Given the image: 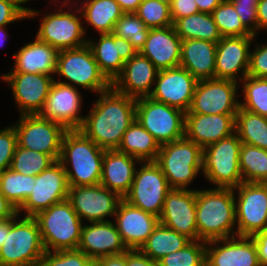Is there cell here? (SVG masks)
<instances>
[{"mask_svg":"<svg viewBox=\"0 0 267 266\" xmlns=\"http://www.w3.org/2000/svg\"><path fill=\"white\" fill-rule=\"evenodd\" d=\"M84 116L80 130L104 150L118 149L123 134L136 119V100L113 87L101 92Z\"/></svg>","mask_w":267,"mask_h":266,"instance_id":"cell-1","label":"cell"},{"mask_svg":"<svg viewBox=\"0 0 267 266\" xmlns=\"http://www.w3.org/2000/svg\"><path fill=\"white\" fill-rule=\"evenodd\" d=\"M230 188L196 190L198 240L210 241L237 236L235 194Z\"/></svg>","mask_w":267,"mask_h":266,"instance_id":"cell-2","label":"cell"},{"mask_svg":"<svg viewBox=\"0 0 267 266\" xmlns=\"http://www.w3.org/2000/svg\"><path fill=\"white\" fill-rule=\"evenodd\" d=\"M104 153L105 150L97 146L80 129L67 130L62 139L59 161L67 174L69 186L99 184Z\"/></svg>","mask_w":267,"mask_h":266,"instance_id":"cell-3","label":"cell"},{"mask_svg":"<svg viewBox=\"0 0 267 266\" xmlns=\"http://www.w3.org/2000/svg\"><path fill=\"white\" fill-rule=\"evenodd\" d=\"M17 213L10 218V230L0 248V266H39L46 252L34 217ZM19 219V220H18Z\"/></svg>","mask_w":267,"mask_h":266,"instance_id":"cell-4","label":"cell"},{"mask_svg":"<svg viewBox=\"0 0 267 266\" xmlns=\"http://www.w3.org/2000/svg\"><path fill=\"white\" fill-rule=\"evenodd\" d=\"M46 251L77 249L83 224L68 200L52 205L33 216Z\"/></svg>","mask_w":267,"mask_h":266,"instance_id":"cell-5","label":"cell"},{"mask_svg":"<svg viewBox=\"0 0 267 266\" xmlns=\"http://www.w3.org/2000/svg\"><path fill=\"white\" fill-rule=\"evenodd\" d=\"M202 150L185 136L160 146L156 163L167 178L171 189H188L202 171Z\"/></svg>","mask_w":267,"mask_h":266,"instance_id":"cell-6","label":"cell"},{"mask_svg":"<svg viewBox=\"0 0 267 266\" xmlns=\"http://www.w3.org/2000/svg\"><path fill=\"white\" fill-rule=\"evenodd\" d=\"M241 145L235 132L202 150V173L216 188L234 189L243 182L239 162Z\"/></svg>","mask_w":267,"mask_h":266,"instance_id":"cell-7","label":"cell"},{"mask_svg":"<svg viewBox=\"0 0 267 266\" xmlns=\"http://www.w3.org/2000/svg\"><path fill=\"white\" fill-rule=\"evenodd\" d=\"M56 74L69 81L58 82L73 87L80 86L98 94L112 87V82L100 70L87 44L79 48L60 50Z\"/></svg>","mask_w":267,"mask_h":266,"instance_id":"cell-8","label":"cell"},{"mask_svg":"<svg viewBox=\"0 0 267 266\" xmlns=\"http://www.w3.org/2000/svg\"><path fill=\"white\" fill-rule=\"evenodd\" d=\"M136 120L160 146L184 137L185 112L150 97L136 100Z\"/></svg>","mask_w":267,"mask_h":266,"instance_id":"cell-9","label":"cell"},{"mask_svg":"<svg viewBox=\"0 0 267 266\" xmlns=\"http://www.w3.org/2000/svg\"><path fill=\"white\" fill-rule=\"evenodd\" d=\"M140 165L141 168L136 169L130 190L123 199L130 205L159 217L171 188L155 161L141 162Z\"/></svg>","mask_w":267,"mask_h":266,"instance_id":"cell-10","label":"cell"},{"mask_svg":"<svg viewBox=\"0 0 267 266\" xmlns=\"http://www.w3.org/2000/svg\"><path fill=\"white\" fill-rule=\"evenodd\" d=\"M17 146L60 159L62 139L67 129L60 123L35 115H20L14 124Z\"/></svg>","mask_w":267,"mask_h":266,"instance_id":"cell-11","label":"cell"},{"mask_svg":"<svg viewBox=\"0 0 267 266\" xmlns=\"http://www.w3.org/2000/svg\"><path fill=\"white\" fill-rule=\"evenodd\" d=\"M237 236L251 237L267 229V183L242 182L233 189Z\"/></svg>","mask_w":267,"mask_h":266,"instance_id":"cell-12","label":"cell"},{"mask_svg":"<svg viewBox=\"0 0 267 266\" xmlns=\"http://www.w3.org/2000/svg\"><path fill=\"white\" fill-rule=\"evenodd\" d=\"M68 1L62 2L59 11L55 10V13L43 16L36 35L38 40L50 44L58 51L79 48L85 46L88 41L84 37L86 28L81 24L80 10L77 8L75 14L70 12V8L62 11V5L68 6Z\"/></svg>","mask_w":267,"mask_h":266,"instance_id":"cell-13","label":"cell"},{"mask_svg":"<svg viewBox=\"0 0 267 266\" xmlns=\"http://www.w3.org/2000/svg\"><path fill=\"white\" fill-rule=\"evenodd\" d=\"M69 184L67 174L59 160L55 161L43 172L35 176L31 194L18 209V214L25 211L24 216H35L38 212L52 205L67 200Z\"/></svg>","mask_w":267,"mask_h":266,"instance_id":"cell-14","label":"cell"},{"mask_svg":"<svg viewBox=\"0 0 267 266\" xmlns=\"http://www.w3.org/2000/svg\"><path fill=\"white\" fill-rule=\"evenodd\" d=\"M238 85L224 79L199 80L186 113L236 115L240 107Z\"/></svg>","mask_w":267,"mask_h":266,"instance_id":"cell-15","label":"cell"},{"mask_svg":"<svg viewBox=\"0 0 267 266\" xmlns=\"http://www.w3.org/2000/svg\"><path fill=\"white\" fill-rule=\"evenodd\" d=\"M67 200L81 220L99 222L108 221L109 216L114 217L122 198L99 183L91 186H69Z\"/></svg>","mask_w":267,"mask_h":266,"instance_id":"cell-16","label":"cell"},{"mask_svg":"<svg viewBox=\"0 0 267 266\" xmlns=\"http://www.w3.org/2000/svg\"><path fill=\"white\" fill-rule=\"evenodd\" d=\"M197 83L198 80L181 66L159 70L149 97L186 113Z\"/></svg>","mask_w":267,"mask_h":266,"instance_id":"cell-17","label":"cell"},{"mask_svg":"<svg viewBox=\"0 0 267 266\" xmlns=\"http://www.w3.org/2000/svg\"><path fill=\"white\" fill-rule=\"evenodd\" d=\"M12 89L20 115H35L42 111L54 82L46 74L10 72L0 77Z\"/></svg>","mask_w":267,"mask_h":266,"instance_id":"cell-18","label":"cell"},{"mask_svg":"<svg viewBox=\"0 0 267 266\" xmlns=\"http://www.w3.org/2000/svg\"><path fill=\"white\" fill-rule=\"evenodd\" d=\"M159 223L191 241L198 240L196 190L171 189L164 200Z\"/></svg>","mask_w":267,"mask_h":266,"instance_id":"cell-19","label":"cell"},{"mask_svg":"<svg viewBox=\"0 0 267 266\" xmlns=\"http://www.w3.org/2000/svg\"><path fill=\"white\" fill-rule=\"evenodd\" d=\"M82 100L78 87L54 80L39 115L62 124L67 130L80 129L85 119L79 115Z\"/></svg>","mask_w":267,"mask_h":266,"instance_id":"cell-20","label":"cell"},{"mask_svg":"<svg viewBox=\"0 0 267 266\" xmlns=\"http://www.w3.org/2000/svg\"><path fill=\"white\" fill-rule=\"evenodd\" d=\"M255 36L222 37L217 42L215 79L237 83L247 76L250 62V46ZM241 76H236L238 73Z\"/></svg>","mask_w":267,"mask_h":266,"instance_id":"cell-21","label":"cell"},{"mask_svg":"<svg viewBox=\"0 0 267 266\" xmlns=\"http://www.w3.org/2000/svg\"><path fill=\"white\" fill-rule=\"evenodd\" d=\"M205 265L261 266L253 239L242 236L207 241Z\"/></svg>","mask_w":267,"mask_h":266,"instance_id":"cell-22","label":"cell"},{"mask_svg":"<svg viewBox=\"0 0 267 266\" xmlns=\"http://www.w3.org/2000/svg\"><path fill=\"white\" fill-rule=\"evenodd\" d=\"M115 225L128 250L140 249L159 223L156 215L136 208L122 199L116 209Z\"/></svg>","mask_w":267,"mask_h":266,"instance_id":"cell-23","label":"cell"},{"mask_svg":"<svg viewBox=\"0 0 267 266\" xmlns=\"http://www.w3.org/2000/svg\"><path fill=\"white\" fill-rule=\"evenodd\" d=\"M236 115L185 113L184 136L203 149L235 133Z\"/></svg>","mask_w":267,"mask_h":266,"instance_id":"cell-24","label":"cell"},{"mask_svg":"<svg viewBox=\"0 0 267 266\" xmlns=\"http://www.w3.org/2000/svg\"><path fill=\"white\" fill-rule=\"evenodd\" d=\"M97 42L88 39L87 45L100 70L113 82L122 72L125 62L129 61L138 51L128 40L112 33L100 34Z\"/></svg>","mask_w":267,"mask_h":266,"instance_id":"cell-25","label":"cell"},{"mask_svg":"<svg viewBox=\"0 0 267 266\" xmlns=\"http://www.w3.org/2000/svg\"><path fill=\"white\" fill-rule=\"evenodd\" d=\"M158 71L147 57L138 52L125 62L122 72L112 82V87L135 99L149 97Z\"/></svg>","mask_w":267,"mask_h":266,"instance_id":"cell-26","label":"cell"},{"mask_svg":"<svg viewBox=\"0 0 267 266\" xmlns=\"http://www.w3.org/2000/svg\"><path fill=\"white\" fill-rule=\"evenodd\" d=\"M90 223L82 227L78 250L94 261L104 256L122 254L128 250L121 240L115 223L111 220Z\"/></svg>","mask_w":267,"mask_h":266,"instance_id":"cell-27","label":"cell"},{"mask_svg":"<svg viewBox=\"0 0 267 266\" xmlns=\"http://www.w3.org/2000/svg\"><path fill=\"white\" fill-rule=\"evenodd\" d=\"M181 41L173 25L150 29L139 53L147 57L158 70L178 67Z\"/></svg>","mask_w":267,"mask_h":266,"instance_id":"cell-28","label":"cell"},{"mask_svg":"<svg viewBox=\"0 0 267 266\" xmlns=\"http://www.w3.org/2000/svg\"><path fill=\"white\" fill-rule=\"evenodd\" d=\"M140 160L115 150H105L100 184L117 193L122 199L129 192Z\"/></svg>","mask_w":267,"mask_h":266,"instance_id":"cell-29","label":"cell"},{"mask_svg":"<svg viewBox=\"0 0 267 266\" xmlns=\"http://www.w3.org/2000/svg\"><path fill=\"white\" fill-rule=\"evenodd\" d=\"M58 50L35 38L13 54L14 66L10 72L56 74Z\"/></svg>","mask_w":267,"mask_h":266,"instance_id":"cell-30","label":"cell"},{"mask_svg":"<svg viewBox=\"0 0 267 266\" xmlns=\"http://www.w3.org/2000/svg\"><path fill=\"white\" fill-rule=\"evenodd\" d=\"M216 48V42L182 40L179 66L189 71L198 81L214 79Z\"/></svg>","mask_w":267,"mask_h":266,"instance_id":"cell-31","label":"cell"},{"mask_svg":"<svg viewBox=\"0 0 267 266\" xmlns=\"http://www.w3.org/2000/svg\"><path fill=\"white\" fill-rule=\"evenodd\" d=\"M117 150L133 156L141 162L156 161L160 145L135 119L123 134Z\"/></svg>","mask_w":267,"mask_h":266,"instance_id":"cell-32","label":"cell"},{"mask_svg":"<svg viewBox=\"0 0 267 266\" xmlns=\"http://www.w3.org/2000/svg\"><path fill=\"white\" fill-rule=\"evenodd\" d=\"M81 17L100 34H110L115 23L124 12L116 0H93L83 7H78Z\"/></svg>","mask_w":267,"mask_h":266,"instance_id":"cell-33","label":"cell"},{"mask_svg":"<svg viewBox=\"0 0 267 266\" xmlns=\"http://www.w3.org/2000/svg\"><path fill=\"white\" fill-rule=\"evenodd\" d=\"M190 242L186 236L158 223L140 250L152 260L158 261L165 255L183 249Z\"/></svg>","mask_w":267,"mask_h":266,"instance_id":"cell-34","label":"cell"},{"mask_svg":"<svg viewBox=\"0 0 267 266\" xmlns=\"http://www.w3.org/2000/svg\"><path fill=\"white\" fill-rule=\"evenodd\" d=\"M173 26L182 40L201 39L217 43L222 38L212 14L199 12L178 19Z\"/></svg>","mask_w":267,"mask_h":266,"instance_id":"cell-35","label":"cell"},{"mask_svg":"<svg viewBox=\"0 0 267 266\" xmlns=\"http://www.w3.org/2000/svg\"><path fill=\"white\" fill-rule=\"evenodd\" d=\"M235 132L242 143L267 150V117L239 107L236 114Z\"/></svg>","mask_w":267,"mask_h":266,"instance_id":"cell-36","label":"cell"},{"mask_svg":"<svg viewBox=\"0 0 267 266\" xmlns=\"http://www.w3.org/2000/svg\"><path fill=\"white\" fill-rule=\"evenodd\" d=\"M239 162L243 182L267 183V150L242 143Z\"/></svg>","mask_w":267,"mask_h":266,"instance_id":"cell-37","label":"cell"},{"mask_svg":"<svg viewBox=\"0 0 267 266\" xmlns=\"http://www.w3.org/2000/svg\"><path fill=\"white\" fill-rule=\"evenodd\" d=\"M35 176L8 168L0 173V193L18 210L31 194Z\"/></svg>","mask_w":267,"mask_h":266,"instance_id":"cell-38","label":"cell"},{"mask_svg":"<svg viewBox=\"0 0 267 266\" xmlns=\"http://www.w3.org/2000/svg\"><path fill=\"white\" fill-rule=\"evenodd\" d=\"M243 83V101L240 107L246 111L267 117V78L246 76Z\"/></svg>","mask_w":267,"mask_h":266,"instance_id":"cell-39","label":"cell"},{"mask_svg":"<svg viewBox=\"0 0 267 266\" xmlns=\"http://www.w3.org/2000/svg\"><path fill=\"white\" fill-rule=\"evenodd\" d=\"M55 160L44 153L16 146L10 169L27 176H37Z\"/></svg>","mask_w":267,"mask_h":266,"instance_id":"cell-40","label":"cell"},{"mask_svg":"<svg viewBox=\"0 0 267 266\" xmlns=\"http://www.w3.org/2000/svg\"><path fill=\"white\" fill-rule=\"evenodd\" d=\"M214 22L222 37L255 36L241 22L229 0H224L212 12Z\"/></svg>","mask_w":267,"mask_h":266,"instance_id":"cell-41","label":"cell"},{"mask_svg":"<svg viewBox=\"0 0 267 266\" xmlns=\"http://www.w3.org/2000/svg\"><path fill=\"white\" fill-rule=\"evenodd\" d=\"M149 30L135 13H124L115 23L112 34L128 40L139 52L147 40Z\"/></svg>","mask_w":267,"mask_h":266,"instance_id":"cell-42","label":"cell"},{"mask_svg":"<svg viewBox=\"0 0 267 266\" xmlns=\"http://www.w3.org/2000/svg\"><path fill=\"white\" fill-rule=\"evenodd\" d=\"M206 242L191 241L183 249L165 255L158 260L159 266H205Z\"/></svg>","mask_w":267,"mask_h":266,"instance_id":"cell-43","label":"cell"},{"mask_svg":"<svg viewBox=\"0 0 267 266\" xmlns=\"http://www.w3.org/2000/svg\"><path fill=\"white\" fill-rule=\"evenodd\" d=\"M135 14L149 29L165 28L173 25L170 7L158 0H142Z\"/></svg>","mask_w":267,"mask_h":266,"instance_id":"cell-44","label":"cell"},{"mask_svg":"<svg viewBox=\"0 0 267 266\" xmlns=\"http://www.w3.org/2000/svg\"><path fill=\"white\" fill-rule=\"evenodd\" d=\"M39 266H95V261L78 249L46 251Z\"/></svg>","mask_w":267,"mask_h":266,"instance_id":"cell-45","label":"cell"},{"mask_svg":"<svg viewBox=\"0 0 267 266\" xmlns=\"http://www.w3.org/2000/svg\"><path fill=\"white\" fill-rule=\"evenodd\" d=\"M17 146V135L14 125L0 130V173L10 168Z\"/></svg>","mask_w":267,"mask_h":266,"instance_id":"cell-46","label":"cell"},{"mask_svg":"<svg viewBox=\"0 0 267 266\" xmlns=\"http://www.w3.org/2000/svg\"><path fill=\"white\" fill-rule=\"evenodd\" d=\"M241 22L255 36L257 33V5L259 0H229Z\"/></svg>","mask_w":267,"mask_h":266,"instance_id":"cell-47","label":"cell"},{"mask_svg":"<svg viewBox=\"0 0 267 266\" xmlns=\"http://www.w3.org/2000/svg\"><path fill=\"white\" fill-rule=\"evenodd\" d=\"M247 76L267 78V44L260 46L257 44L250 53Z\"/></svg>","mask_w":267,"mask_h":266,"instance_id":"cell-48","label":"cell"},{"mask_svg":"<svg viewBox=\"0 0 267 266\" xmlns=\"http://www.w3.org/2000/svg\"><path fill=\"white\" fill-rule=\"evenodd\" d=\"M22 19L27 14L13 0H0V27Z\"/></svg>","mask_w":267,"mask_h":266,"instance_id":"cell-49","label":"cell"},{"mask_svg":"<svg viewBox=\"0 0 267 266\" xmlns=\"http://www.w3.org/2000/svg\"><path fill=\"white\" fill-rule=\"evenodd\" d=\"M195 0H173L170 5V16L173 24L180 18L199 13Z\"/></svg>","mask_w":267,"mask_h":266,"instance_id":"cell-50","label":"cell"},{"mask_svg":"<svg viewBox=\"0 0 267 266\" xmlns=\"http://www.w3.org/2000/svg\"><path fill=\"white\" fill-rule=\"evenodd\" d=\"M126 266H159V264L140 249H133L126 251Z\"/></svg>","mask_w":267,"mask_h":266,"instance_id":"cell-51","label":"cell"},{"mask_svg":"<svg viewBox=\"0 0 267 266\" xmlns=\"http://www.w3.org/2000/svg\"><path fill=\"white\" fill-rule=\"evenodd\" d=\"M256 248L258 261L261 266H267V229L262 233H257L251 236Z\"/></svg>","mask_w":267,"mask_h":266,"instance_id":"cell-52","label":"cell"},{"mask_svg":"<svg viewBox=\"0 0 267 266\" xmlns=\"http://www.w3.org/2000/svg\"><path fill=\"white\" fill-rule=\"evenodd\" d=\"M95 266H126V252L101 257L95 261Z\"/></svg>","mask_w":267,"mask_h":266,"instance_id":"cell-53","label":"cell"},{"mask_svg":"<svg viewBox=\"0 0 267 266\" xmlns=\"http://www.w3.org/2000/svg\"><path fill=\"white\" fill-rule=\"evenodd\" d=\"M18 210L0 193V222L14 217Z\"/></svg>","mask_w":267,"mask_h":266,"instance_id":"cell-54","label":"cell"},{"mask_svg":"<svg viewBox=\"0 0 267 266\" xmlns=\"http://www.w3.org/2000/svg\"><path fill=\"white\" fill-rule=\"evenodd\" d=\"M267 30V0H259L257 5V31Z\"/></svg>","mask_w":267,"mask_h":266,"instance_id":"cell-55","label":"cell"},{"mask_svg":"<svg viewBox=\"0 0 267 266\" xmlns=\"http://www.w3.org/2000/svg\"><path fill=\"white\" fill-rule=\"evenodd\" d=\"M224 0H195L199 11L202 13L212 14L215 8Z\"/></svg>","mask_w":267,"mask_h":266,"instance_id":"cell-56","label":"cell"},{"mask_svg":"<svg viewBox=\"0 0 267 266\" xmlns=\"http://www.w3.org/2000/svg\"><path fill=\"white\" fill-rule=\"evenodd\" d=\"M124 13H135L142 0H116Z\"/></svg>","mask_w":267,"mask_h":266,"instance_id":"cell-57","label":"cell"},{"mask_svg":"<svg viewBox=\"0 0 267 266\" xmlns=\"http://www.w3.org/2000/svg\"><path fill=\"white\" fill-rule=\"evenodd\" d=\"M10 230V218L0 222V248L2 247L4 240L6 239V233Z\"/></svg>","mask_w":267,"mask_h":266,"instance_id":"cell-58","label":"cell"},{"mask_svg":"<svg viewBox=\"0 0 267 266\" xmlns=\"http://www.w3.org/2000/svg\"><path fill=\"white\" fill-rule=\"evenodd\" d=\"M26 14H27V18H34L35 16H37L38 14H40V12L35 11L34 9H30L28 7H24L22 4L27 3L31 0H13Z\"/></svg>","mask_w":267,"mask_h":266,"instance_id":"cell-59","label":"cell"},{"mask_svg":"<svg viewBox=\"0 0 267 266\" xmlns=\"http://www.w3.org/2000/svg\"><path fill=\"white\" fill-rule=\"evenodd\" d=\"M5 26L4 27H0V47L3 46L4 41L7 39L8 34L7 31H5Z\"/></svg>","mask_w":267,"mask_h":266,"instance_id":"cell-60","label":"cell"},{"mask_svg":"<svg viewBox=\"0 0 267 266\" xmlns=\"http://www.w3.org/2000/svg\"><path fill=\"white\" fill-rule=\"evenodd\" d=\"M159 2L165 4V5H168L170 7V5L172 4V1L173 0H158Z\"/></svg>","mask_w":267,"mask_h":266,"instance_id":"cell-61","label":"cell"},{"mask_svg":"<svg viewBox=\"0 0 267 266\" xmlns=\"http://www.w3.org/2000/svg\"><path fill=\"white\" fill-rule=\"evenodd\" d=\"M93 0H86V1H83V3H81L82 5L81 6H85L87 5L88 3L92 2ZM84 4V5H83Z\"/></svg>","mask_w":267,"mask_h":266,"instance_id":"cell-62","label":"cell"}]
</instances>
